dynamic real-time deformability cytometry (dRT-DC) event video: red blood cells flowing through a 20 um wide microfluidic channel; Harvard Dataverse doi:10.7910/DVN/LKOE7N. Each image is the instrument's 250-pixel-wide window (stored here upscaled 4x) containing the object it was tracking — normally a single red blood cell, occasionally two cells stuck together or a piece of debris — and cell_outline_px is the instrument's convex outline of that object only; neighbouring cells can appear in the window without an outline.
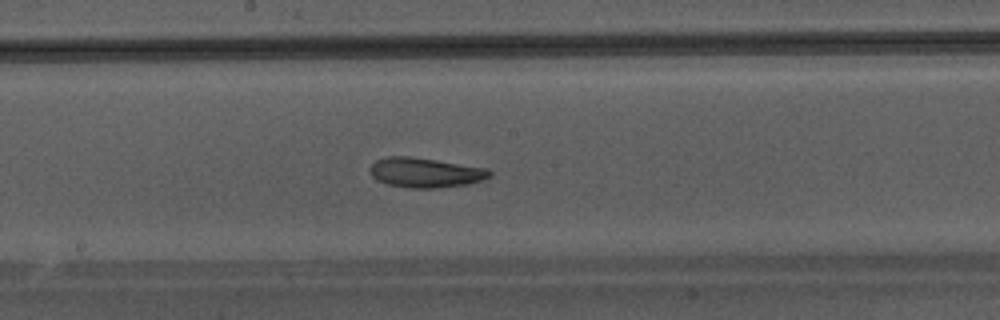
{"species": "Egyptian fruit bat (a non-hibernating species)", "species_latin": "Rousettus aegyptiacus", "temperature_condition": "warm", "stored_images_in_passage": 49, "camera_frame_rate_fps": 3000, "um_per_image_px": 0.085, "animal": {"sex": "male"}, "frame": {"image": 1, "passage_image": 28, "time_ms": 9.0, "image_size_px": [1000, 320], "cell_outline_px": [[492, 176], [480, 180], [464, 184], [436, 188], [408, 188], [388, 184], [376, 180], [368, 172], [368, 168], [376, 160], [388, 156], [408, 156], [436, 160], [488, 168], [492, 172]], "centroid_in_image_um": [36.1, 14.66], "position_along_channel_um": 212.1, "area_um2": 20.75}}